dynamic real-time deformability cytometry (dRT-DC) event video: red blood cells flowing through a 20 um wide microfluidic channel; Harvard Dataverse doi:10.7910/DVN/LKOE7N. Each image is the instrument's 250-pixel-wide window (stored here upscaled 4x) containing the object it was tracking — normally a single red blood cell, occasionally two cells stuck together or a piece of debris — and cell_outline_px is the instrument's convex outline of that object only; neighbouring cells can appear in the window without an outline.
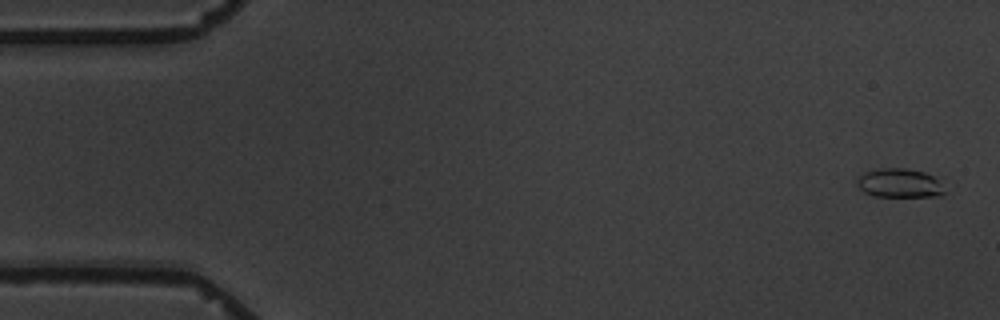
{"species": "common noctule bat (a hibernating species)", "species_latin": "Nyctalus noctula", "temperature_condition": "warm", "stored_images_in_passage": 5, "camera_frame_rate_fps": 3000, "um_per_image_px": 0.085, "animal": {"sex": "male", "body_mass_g": 19.5, "forearm_length_mm": 54.6}, "frame": {"image": 1, "passage_image": 1, "time_ms": 0.0, "image_size_px": [1000, 320], "cell_outline_px": [[944, 192], [940, 196], [872, 196], [864, 192], [856, 184], [856, 180], [864, 172], [880, 168], [904, 168], [924, 172], [932, 176], [936, 180]], "centroid_in_image_um": [76.38, 15.56], "position_along_channel_um": 8.6, "area_um2": 14.51}}